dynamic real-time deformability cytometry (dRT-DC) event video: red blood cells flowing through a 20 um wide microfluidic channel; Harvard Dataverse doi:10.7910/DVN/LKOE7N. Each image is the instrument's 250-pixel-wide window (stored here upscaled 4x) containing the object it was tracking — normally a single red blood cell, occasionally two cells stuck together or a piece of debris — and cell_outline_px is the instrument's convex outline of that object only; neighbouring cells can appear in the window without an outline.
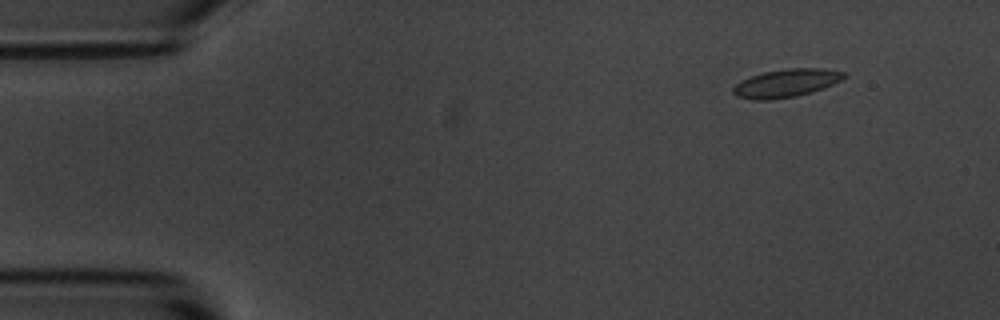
{"species": "common noctule bat (a hibernating species)", "species_latin": "Nyctalus noctula", "temperature_condition": "room temperature", "stored_images_in_passage": 4, "camera_frame_rate_fps": 3000, "um_per_image_px": 0.085, "animal": {"sex": "male", "body_mass_g": 20.1, "forearm_length_mm": 53.5}, "frame": {"image": 1, "passage_image": 2, "time_ms": 1.0, "image_size_px": [1000, 320], "cell_outline_px": [[848, 76], [832, 84], [796, 96], [768, 100], [756, 100], [736, 96], [732, 92], [732, 88], [740, 80], [764, 72], [788, 68], [820, 68], [844, 72]], "centroid_in_image_um": [66.78, 7.06], "position_along_channel_um": 18.2, "area_um2": 17.86}}
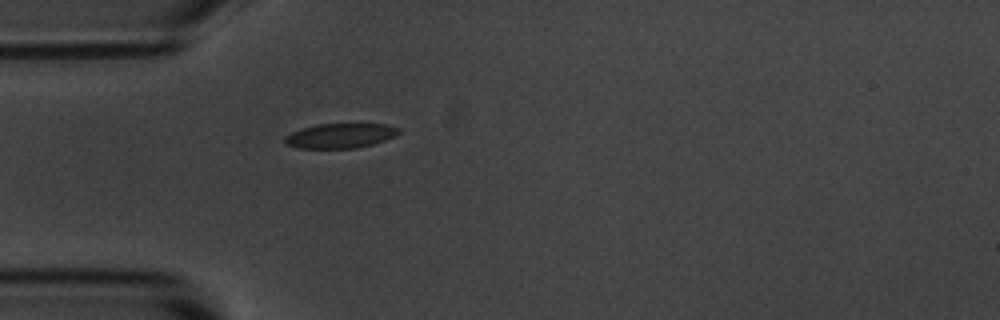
{"frame": {"image": 2, "passage_image": 4, "time_ms": 4.333, "image_size_px": [1000, 320], "cell_outline_px": [[400, 132], [384, 140], [372, 144], [356, 148], [300, 148], [288, 144], [284, 140], [284, 136], [300, 128], [316, 124], [388, 124], [400, 128]], "centroid_in_image_um": [28.91, 11.52], "position_along_channel_um": 56.1, "area_um2": 16.3}}